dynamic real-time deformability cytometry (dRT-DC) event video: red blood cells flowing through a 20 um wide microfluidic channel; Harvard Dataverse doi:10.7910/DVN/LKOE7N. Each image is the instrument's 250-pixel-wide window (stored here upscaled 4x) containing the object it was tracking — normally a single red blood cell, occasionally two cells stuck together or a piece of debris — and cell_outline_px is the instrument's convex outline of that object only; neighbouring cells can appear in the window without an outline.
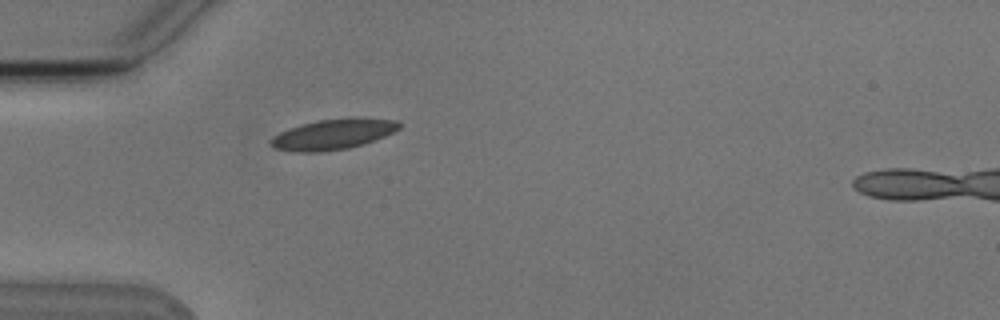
{"species": "Egyptian fruit bat (a non-hibernating species)", "species_latin": "Rousettus aegyptiacus", "temperature_condition": "cold", "stored_images_in_passage": 1, "camera_frame_rate_fps": 3000, "um_per_image_px": 0.085, "animal": {"sex": "male"}, "frame": {"image": 1, "passage_image": 1, "time_ms": 0.0, "image_size_px": [1000, 320], "cell_outline_px": [[400, 128], [376, 140], [364, 144], [348, 148], [320, 152], [292, 152], [272, 148], [268, 144], [268, 140], [272, 136], [288, 128], [300, 124], [320, 120], [352, 116], [360, 116], [396, 120], [400, 124]], "centroid_in_image_um": [28.27, 11.4], "position_along_channel_um": 56.7, "area_um2": 23.41}}